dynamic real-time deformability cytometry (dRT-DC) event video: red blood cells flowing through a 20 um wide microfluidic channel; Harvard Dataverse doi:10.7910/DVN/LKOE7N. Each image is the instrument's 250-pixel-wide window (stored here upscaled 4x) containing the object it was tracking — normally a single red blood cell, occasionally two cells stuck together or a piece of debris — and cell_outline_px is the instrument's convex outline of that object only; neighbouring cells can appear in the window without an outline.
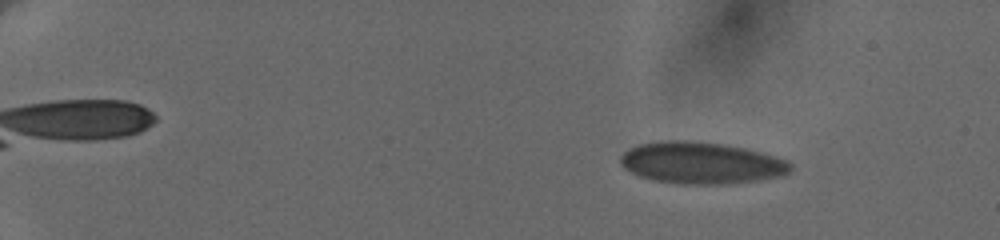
{"species": "human", "species_latin": "Homo sapiens", "temperature_condition": "cold", "stored_images_in_passage": 11, "camera_frame_rate_fps": 3000, "um_per_image_px": 0.085, "donor": {"sex": "female"}, "frame": {"image": 1, "passage_image": 3, "time_ms": 2.0, "image_size_px": [1000, 240], "cell_outline_px": [[792, 168], [784, 176], [760, 180], [728, 184], [684, 184], [652, 180], [640, 176], [624, 168], [620, 164], [620, 156], [628, 148], [640, 144], [668, 140], [680, 140], [724, 144], [744, 148], [776, 156], [788, 160], [792, 164]], "centroid_in_image_um": [59.63, 13.85], "position_along_channel_um": 25.4, "area_um2": 41.5}}
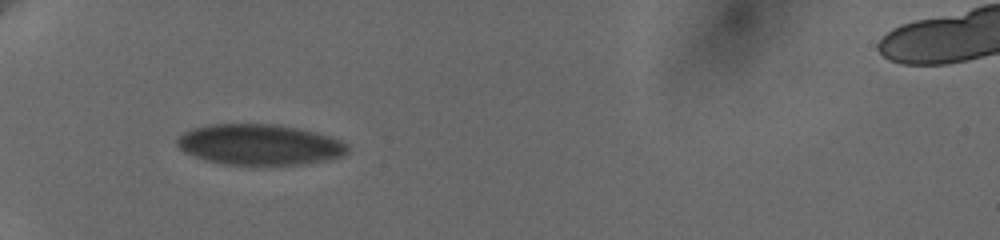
{"frame": {"image": 2, "passage_image": 9, "time_ms": 6.333, "image_size_px": [1000, 240], "cell_outline_px": [[348, 152], [344, 156], [328, 160], [308, 164], [224, 164], [204, 160], [184, 152], [176, 144], [176, 140], [184, 132], [196, 128], [212, 124], [276, 124], [296, 128], [328, 136], [340, 140], [348, 144]], "centroid_in_image_um": [22.08, 12.3], "position_along_channel_um": 62.9, "area_um2": 40.23}}
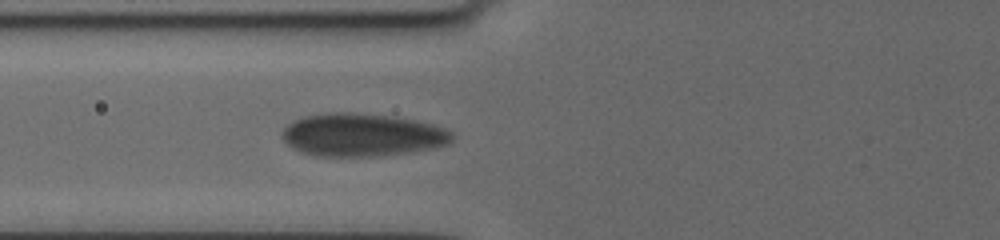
{"frame": {"image": 3, "passage_image": 11, "time_ms": 7.667, "image_size_px": [1000, 240], "cell_outline_px": [[452, 140], [448, 144], [436, 148], [372, 156], [316, 156], [300, 152], [292, 148], [280, 136], [284, 128], [292, 120], [304, 116], [332, 112], [348, 112], [392, 116], [416, 120], [432, 124], [444, 128], [452, 132]], "centroid_in_image_um": [30.74, 11.46], "position_along_channel_um": 95.1, "area_um2": 42.48}}